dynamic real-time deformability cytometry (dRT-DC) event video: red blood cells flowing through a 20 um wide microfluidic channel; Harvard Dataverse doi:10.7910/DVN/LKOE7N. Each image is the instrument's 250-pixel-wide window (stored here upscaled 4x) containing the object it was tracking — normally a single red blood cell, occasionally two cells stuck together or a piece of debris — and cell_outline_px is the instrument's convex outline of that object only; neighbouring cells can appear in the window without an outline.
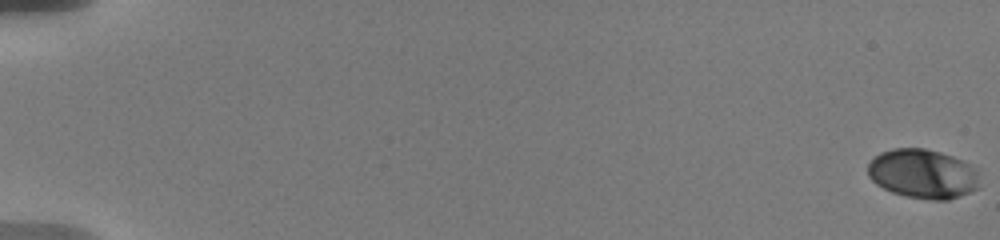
{"species": "human", "species_latin": "Homo sapiens", "temperature_condition": "warm", "stored_images_in_passage": 8, "camera_frame_rate_fps": 3000, "um_per_image_px": 0.085, "donor": {"sex": "male"}, "frame": {"image": 1, "passage_image": 1, "time_ms": 0.0, "image_size_px": [1000, 240], "cell_outline_px": [[980, 188], [960, 196], [948, 200], [932, 200], [908, 196], [892, 192], [876, 184], [868, 176], [868, 164], [880, 152], [892, 148], [924, 148], [940, 152], [952, 156], [968, 164], [976, 172]], "centroid_in_image_um": [78.42, 14.78], "position_along_channel_um": 6.6, "area_um2": 31.91}}